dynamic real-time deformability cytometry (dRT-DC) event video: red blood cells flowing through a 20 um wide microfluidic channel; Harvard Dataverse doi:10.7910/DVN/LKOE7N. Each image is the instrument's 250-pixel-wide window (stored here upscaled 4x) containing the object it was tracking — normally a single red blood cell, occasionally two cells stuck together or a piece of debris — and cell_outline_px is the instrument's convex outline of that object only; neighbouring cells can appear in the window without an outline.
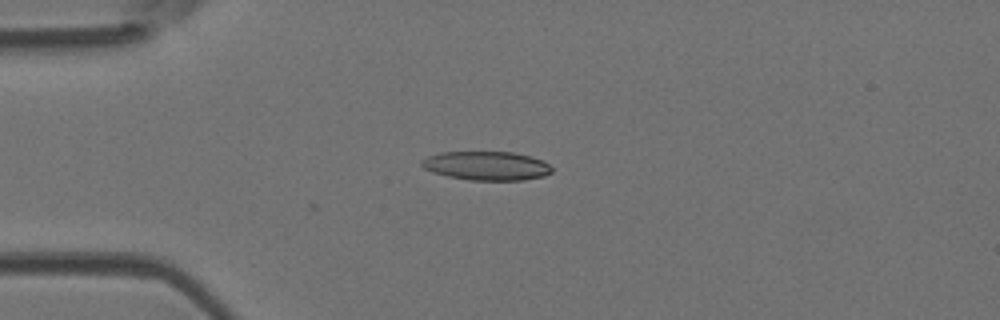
{"species": "Egyptian fruit bat (a non-hibernating species)", "species_latin": "Rousettus aegyptiacus", "temperature_condition": "room temperature", "stored_images_in_passage": 2, "camera_frame_rate_fps": 3000, "um_per_image_px": 0.085, "animal": {"sex": "female"}, "frame": {"image": 1, "passage_image": 2, "time_ms": 0.333, "image_size_px": [1000, 320], "cell_outline_px": [[552, 172], [544, 176], [524, 180], [468, 180], [448, 176], [432, 172], [424, 168], [420, 164], [420, 160], [428, 156], [440, 152], [512, 152], [544, 160], [552, 168]], "centroid_in_image_um": [41.34, 14.09], "position_along_channel_um": 43.7, "area_um2": 21.96}}